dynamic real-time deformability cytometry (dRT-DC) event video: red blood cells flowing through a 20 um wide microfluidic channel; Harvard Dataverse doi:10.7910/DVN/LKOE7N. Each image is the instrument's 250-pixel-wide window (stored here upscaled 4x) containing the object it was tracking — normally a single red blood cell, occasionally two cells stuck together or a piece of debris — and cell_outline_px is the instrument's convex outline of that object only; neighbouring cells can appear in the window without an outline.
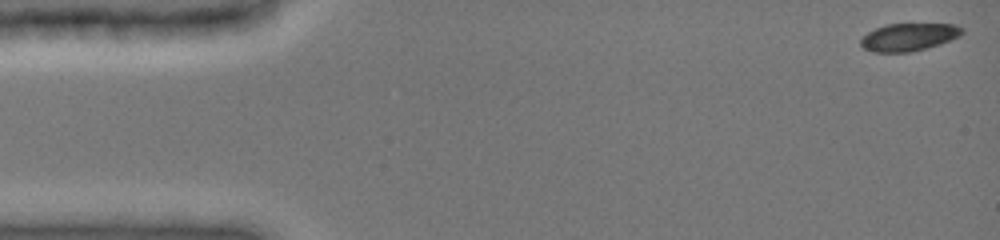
{"species": "common noctule bat (a hibernating species)", "species_latin": "Nyctalus noctula", "temperature_condition": "cold", "stored_images_in_passage": 61, "camera_frame_rate_fps": 3000, "um_per_image_px": 0.085, "animal": {"sex": "female", "body_mass_g": 19.0, "forearm_length_mm": 51.5}, "frame": {"image": 1, "passage_image": 1, "time_ms": 0.0, "image_size_px": [1000, 240], "cell_outline_px": [[964, 32], [960, 36], [940, 44], [908, 52], [872, 52], [864, 48], [860, 44], [860, 40], [868, 32], [876, 28], [888, 24], [956, 24], [964, 28]], "centroid_in_image_um": [77.27, 3.14], "position_along_channel_um": 7.7, "area_um2": 16.24}}
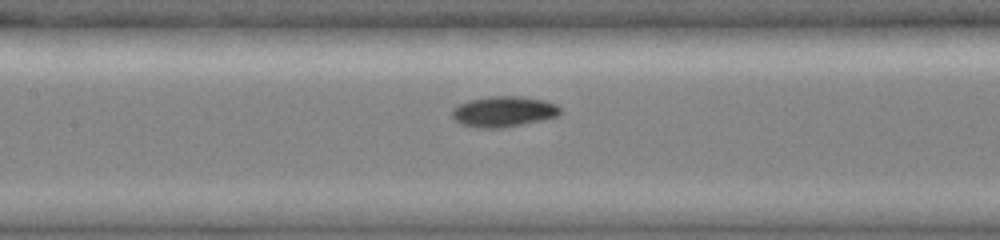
{"frame": {"image": 2, "passage_image": 29, "time_ms": 7.0, "image_size_px": [1000, 240], "cell_outline_px": [[560, 112], [556, 116], [540, 120], [504, 128], [480, 128], [460, 124], [452, 116], [452, 108], [456, 104], [468, 100], [488, 96], [520, 96], [544, 100], [556, 104], [560, 108]], "centroid_in_image_um": [42.75, 9.47], "position_along_channel_um": 164.7, "area_um2": 19.36}}
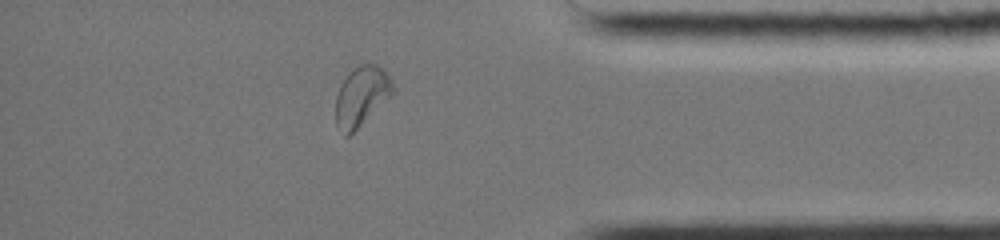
{"frame": {"image": 3, "passage_image": 51, "time_ms": 13.333, "image_size_px": [1000, 240], "cell_outline_px": [[392, 92], [348, 136], [344, 136], [336, 124], [336, 96], [348, 72], [360, 64], [376, 64], [384, 68], [392, 80]], "centroid_in_image_um": [30.69, 8.12], "position_along_channel_um": 404.5, "area_um2": 19.02}, "authors_computed_cell_mechanics": {"area_um2": 18.785, "velocity_mm_per_s": 3.9763, "shape_relaxation_time_tau1_ms": 2.5886, "shape_relaxation_time_tau2_ms": null, "deformation_change_tau1": 0.0895, "deformation_change_tau2": null}}